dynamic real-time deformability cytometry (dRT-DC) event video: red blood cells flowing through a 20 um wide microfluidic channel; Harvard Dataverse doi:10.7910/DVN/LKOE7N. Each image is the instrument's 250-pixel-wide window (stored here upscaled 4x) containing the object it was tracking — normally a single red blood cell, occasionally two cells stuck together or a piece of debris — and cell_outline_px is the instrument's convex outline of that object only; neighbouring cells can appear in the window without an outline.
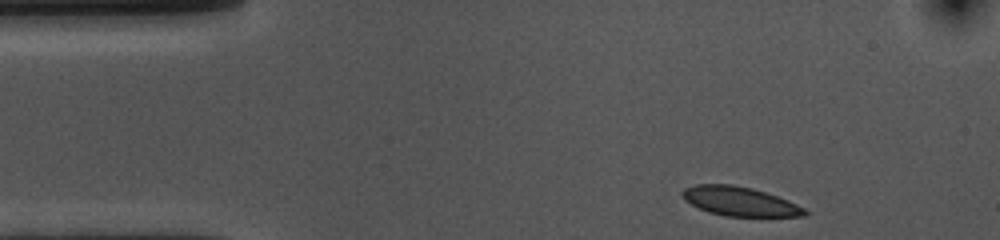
{"species": "common noctule bat (a hibernating species)", "species_latin": "Nyctalus noctula", "temperature_condition": "cold", "stored_images_in_passage": 39, "camera_frame_rate_fps": 3000, "um_per_image_px": 0.085, "animal": {"sex": "female", "body_mass_g": 10.0, "forearm_length_mm": 53.1}, "frame": {"image": 1, "passage_image": 1, "time_ms": 0.0, "image_size_px": [1000, 240], "cell_outline_px": [[808, 216], [724, 216], [708, 212], [684, 200], [680, 196], [680, 192], [684, 188], [696, 184], [732, 184], [752, 188], [788, 200], [804, 208], [808, 212]], "centroid_in_image_um": [62.84, 17.11], "position_along_channel_um": 22.2, "area_um2": 20.81}}
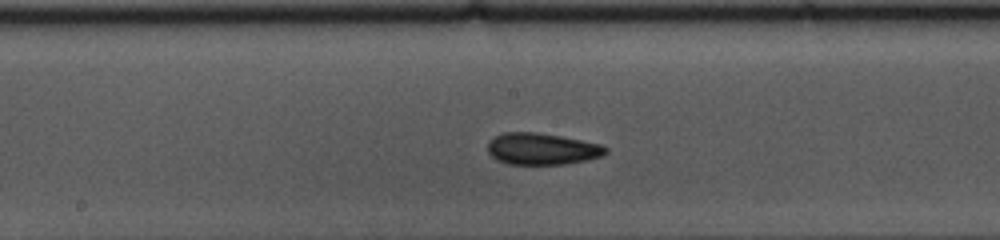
{"frame": {"image": 2, "passage_image": 21, "time_ms": 6.667, "image_size_px": [1000, 240], "cell_outline_px": [[608, 152], [600, 156], [584, 160], [564, 164], [508, 164], [496, 160], [488, 152], [488, 144], [496, 136], [504, 132], [536, 132], [560, 136], [600, 144], [608, 148]], "centroid_in_image_um": [46.05, 12.65], "position_along_channel_um": 202.2, "area_um2": 21.5}}
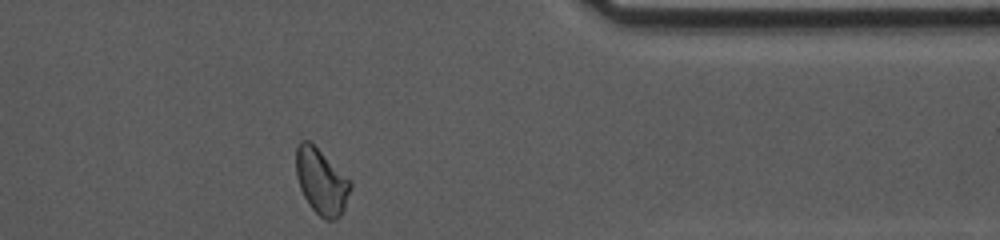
{"frame": {"image": 3, "passage_image": 38, "time_ms": 12.333, "image_size_px": [1000, 240], "cell_outline_px": [[352, 184], [344, 208], [340, 216], [336, 220], [324, 220], [308, 204], [300, 188], [296, 176], [296, 148], [300, 140], [308, 140], [352, 180]], "centroid_in_image_um": [27.32, 15.43], "position_along_channel_um": 384.1, "area_um2": 20.81}, "authors_computed_cell_mechanics": {"area_um2": 21.4438, "velocity_mm_per_s": 3.5697, "shape_relaxation_time_tau1_ms": 3.8737, "shape_relaxation_time_tau2_ms": 2.0097, "deformation_change_tau1": 0.0897, "deformation_change_tau2": 0.0722}}